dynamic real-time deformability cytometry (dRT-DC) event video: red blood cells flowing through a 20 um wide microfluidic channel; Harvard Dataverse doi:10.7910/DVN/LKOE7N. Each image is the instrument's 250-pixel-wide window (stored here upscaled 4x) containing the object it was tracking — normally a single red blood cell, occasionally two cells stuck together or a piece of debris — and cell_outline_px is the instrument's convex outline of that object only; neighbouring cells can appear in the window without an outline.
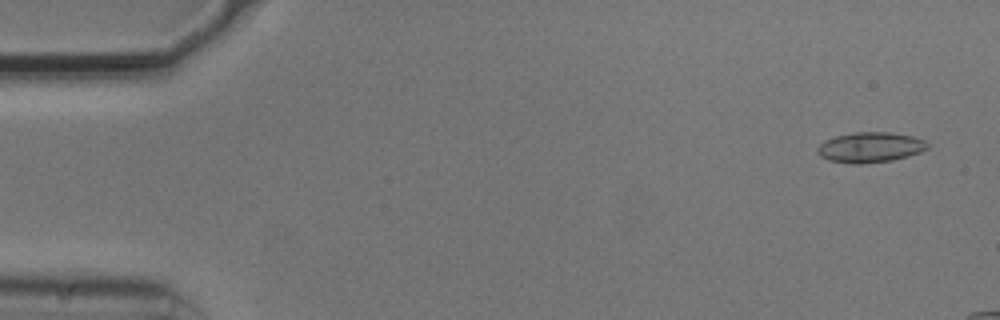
{"species": "common noctule bat (a hibernating species)", "species_latin": "Nyctalus noctula", "temperature_condition": "cold", "stored_images_in_passage": 9, "camera_frame_rate_fps": 3000, "um_per_image_px": 0.085, "animal": {"sex": "male", "body_mass_g": 20.5, "forearm_length_mm": 52.5}, "frame": {"image": 1, "passage_image": 3, "time_ms": 0.667, "image_size_px": [1000, 320], "cell_outline_px": [[928, 148], [920, 152], [908, 156], [892, 160], [860, 164], [852, 164], [828, 160], [820, 156], [816, 152], [816, 148], [824, 140], [836, 136], [852, 132], [888, 132], [912, 136], [924, 140], [928, 144]], "centroid_in_image_um": [73.93, 12.52], "position_along_channel_um": 11.1, "area_um2": 19.48}}